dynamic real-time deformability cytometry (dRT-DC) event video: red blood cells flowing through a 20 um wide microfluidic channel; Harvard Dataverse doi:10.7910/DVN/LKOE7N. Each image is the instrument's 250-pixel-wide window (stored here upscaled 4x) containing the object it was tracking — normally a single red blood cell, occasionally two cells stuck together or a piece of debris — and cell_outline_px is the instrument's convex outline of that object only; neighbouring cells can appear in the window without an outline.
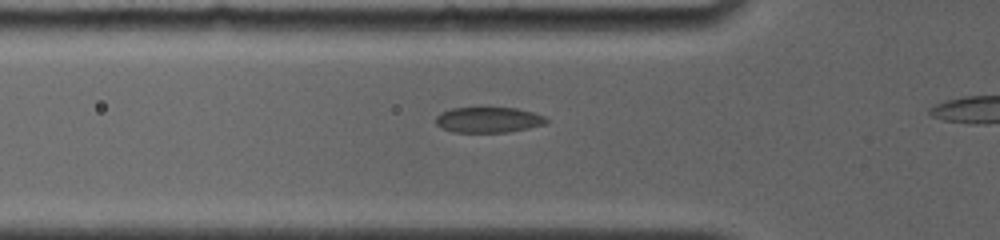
{"species": "common noctule bat (a hibernating species)", "species_latin": "Nyctalus noctula", "temperature_condition": "room temperature", "stored_images_in_passage": 4, "camera_frame_rate_fps": 4000, "um_per_image_px": 0.085, "animal": {"sex": "female", "body_mass_g": 19.0, "forearm_length_mm": 56.7}, "frame": {"image": 1, "passage_image": 3, "time_ms": 1.5, "image_size_px": [1000, 240], "cell_outline_px": [[548, 120], [544, 124], [528, 128], [508, 132], [452, 132], [440, 128], [436, 124], [436, 116], [440, 112], [452, 108], [516, 108], [532, 112], [544, 116]], "centroid_in_image_um": [41.47, 10.19], "position_along_channel_um": 84.3, "area_um2": 16.42}}